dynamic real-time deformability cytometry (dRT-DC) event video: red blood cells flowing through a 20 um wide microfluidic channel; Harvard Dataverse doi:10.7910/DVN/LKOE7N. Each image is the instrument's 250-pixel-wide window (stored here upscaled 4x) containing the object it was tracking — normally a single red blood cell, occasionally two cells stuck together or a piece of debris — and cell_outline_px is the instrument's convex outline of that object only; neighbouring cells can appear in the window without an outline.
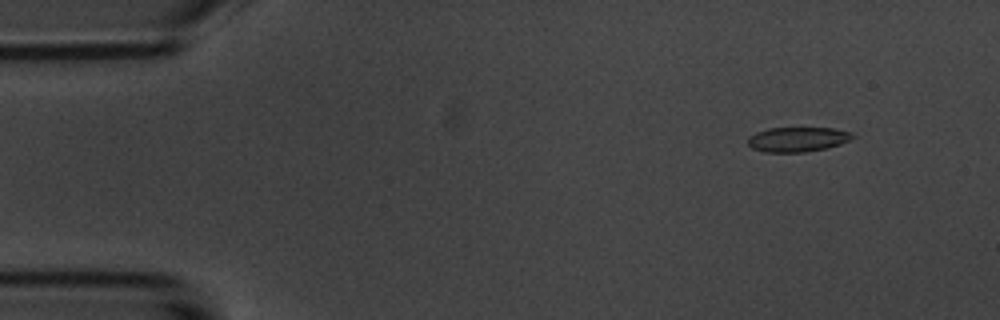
{"species": "common noctule bat (a hibernating species)", "species_latin": "Nyctalus noctula", "temperature_condition": "room temperature", "stored_images_in_passage": 5, "camera_frame_rate_fps": 3000, "um_per_image_px": 0.085, "animal": {"sex": "male", "body_mass_g": 20.1, "forearm_length_mm": 53.5}, "frame": {"image": 1, "passage_image": 2, "time_ms": 1.333, "image_size_px": [1000, 320], "cell_outline_px": [[856, 136], [840, 144], [824, 148], [804, 152], [764, 152], [752, 148], [748, 144], [748, 136], [756, 132], [768, 128], [832, 128], [852, 132]], "centroid_in_image_um": [67.77, 11.84], "position_along_channel_um": 17.2, "area_um2": 15.03}}
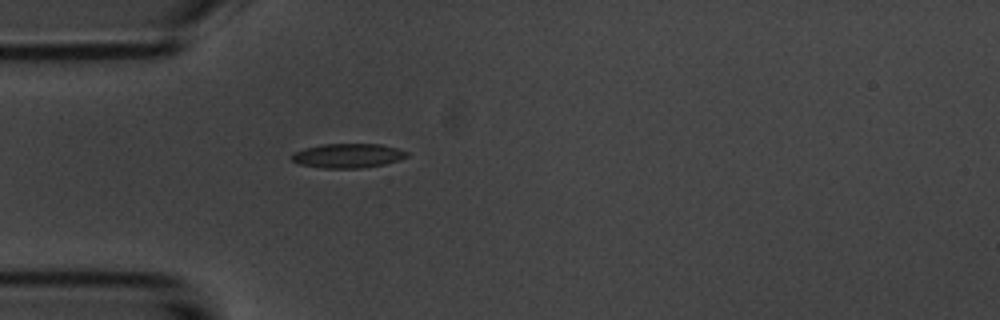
{"frame": {"image": 2, "passage_image": 5, "time_ms": 4.667, "image_size_px": [1000, 320], "cell_outline_px": [[408, 156], [400, 160], [384, 164], [360, 168], [324, 168], [300, 164], [292, 160], [292, 156], [296, 152], [304, 148], [324, 144], [380, 144], [396, 148], [408, 152]], "centroid_in_image_um": [29.6, 13.23], "position_along_channel_um": 55.4, "area_um2": 16.13}}